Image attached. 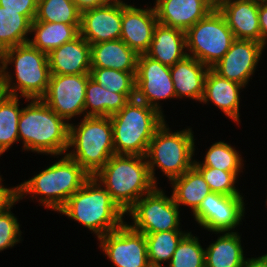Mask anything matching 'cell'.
I'll list each match as a JSON object with an SVG mask.
<instances>
[{"mask_svg": "<svg viewBox=\"0 0 267 267\" xmlns=\"http://www.w3.org/2000/svg\"><path fill=\"white\" fill-rule=\"evenodd\" d=\"M15 66L16 83H13L8 64ZM0 75L8 95L21 96L30 102L41 99L48 88L50 67L47 53L33 47L29 42L4 50L0 54ZM19 91V92H18Z\"/></svg>", "mask_w": 267, "mask_h": 267, "instance_id": "6da1fadb", "label": "cell"}, {"mask_svg": "<svg viewBox=\"0 0 267 267\" xmlns=\"http://www.w3.org/2000/svg\"><path fill=\"white\" fill-rule=\"evenodd\" d=\"M93 177L125 213L157 186L146 157L138 155L114 154Z\"/></svg>", "mask_w": 267, "mask_h": 267, "instance_id": "7a4b0ae2", "label": "cell"}, {"mask_svg": "<svg viewBox=\"0 0 267 267\" xmlns=\"http://www.w3.org/2000/svg\"><path fill=\"white\" fill-rule=\"evenodd\" d=\"M58 212L91 230L98 239L125 223L126 214L94 177H90Z\"/></svg>", "mask_w": 267, "mask_h": 267, "instance_id": "3957f363", "label": "cell"}, {"mask_svg": "<svg viewBox=\"0 0 267 267\" xmlns=\"http://www.w3.org/2000/svg\"><path fill=\"white\" fill-rule=\"evenodd\" d=\"M18 133L23 150L53 156L68 152L69 124L42 99H31L22 108Z\"/></svg>", "mask_w": 267, "mask_h": 267, "instance_id": "277c9868", "label": "cell"}, {"mask_svg": "<svg viewBox=\"0 0 267 267\" xmlns=\"http://www.w3.org/2000/svg\"><path fill=\"white\" fill-rule=\"evenodd\" d=\"M90 177L75 160L65 154L58 162L17 185V199L20 201L27 194L34 199L40 195V204L58 212Z\"/></svg>", "mask_w": 267, "mask_h": 267, "instance_id": "5b68a950", "label": "cell"}, {"mask_svg": "<svg viewBox=\"0 0 267 267\" xmlns=\"http://www.w3.org/2000/svg\"><path fill=\"white\" fill-rule=\"evenodd\" d=\"M115 154L145 156L156 130L166 122L163 113L136 98L110 116Z\"/></svg>", "mask_w": 267, "mask_h": 267, "instance_id": "8992f818", "label": "cell"}, {"mask_svg": "<svg viewBox=\"0 0 267 267\" xmlns=\"http://www.w3.org/2000/svg\"><path fill=\"white\" fill-rule=\"evenodd\" d=\"M68 151L66 155L93 177L115 154L110 117L83 116L78 125L69 123Z\"/></svg>", "mask_w": 267, "mask_h": 267, "instance_id": "52a82bcc", "label": "cell"}, {"mask_svg": "<svg viewBox=\"0 0 267 267\" xmlns=\"http://www.w3.org/2000/svg\"><path fill=\"white\" fill-rule=\"evenodd\" d=\"M164 122L153 135L145 155L153 182L157 185L155 167L171 181L193 166L195 143L191 128L170 132ZM150 158V159H149Z\"/></svg>", "mask_w": 267, "mask_h": 267, "instance_id": "ba28073f", "label": "cell"}, {"mask_svg": "<svg viewBox=\"0 0 267 267\" xmlns=\"http://www.w3.org/2000/svg\"><path fill=\"white\" fill-rule=\"evenodd\" d=\"M185 35L187 55L209 68L226 54L235 41L224 16L216 8L190 27Z\"/></svg>", "mask_w": 267, "mask_h": 267, "instance_id": "9c48e42d", "label": "cell"}, {"mask_svg": "<svg viewBox=\"0 0 267 267\" xmlns=\"http://www.w3.org/2000/svg\"><path fill=\"white\" fill-rule=\"evenodd\" d=\"M179 206L172 195L168 197L157 186L143 195L127 212L133 225L130 226L143 234L180 230Z\"/></svg>", "mask_w": 267, "mask_h": 267, "instance_id": "30bf717a", "label": "cell"}, {"mask_svg": "<svg viewBox=\"0 0 267 267\" xmlns=\"http://www.w3.org/2000/svg\"><path fill=\"white\" fill-rule=\"evenodd\" d=\"M90 74H51L41 98L58 116L69 120L84 114L85 90Z\"/></svg>", "mask_w": 267, "mask_h": 267, "instance_id": "8fae6325", "label": "cell"}, {"mask_svg": "<svg viewBox=\"0 0 267 267\" xmlns=\"http://www.w3.org/2000/svg\"><path fill=\"white\" fill-rule=\"evenodd\" d=\"M103 250L115 267H150L145 235L127 222L99 238Z\"/></svg>", "mask_w": 267, "mask_h": 267, "instance_id": "7c38bea8", "label": "cell"}, {"mask_svg": "<svg viewBox=\"0 0 267 267\" xmlns=\"http://www.w3.org/2000/svg\"><path fill=\"white\" fill-rule=\"evenodd\" d=\"M135 98L162 113L160 100L176 98L170 67L148 57L138 56Z\"/></svg>", "mask_w": 267, "mask_h": 267, "instance_id": "4fadbf2b", "label": "cell"}, {"mask_svg": "<svg viewBox=\"0 0 267 267\" xmlns=\"http://www.w3.org/2000/svg\"><path fill=\"white\" fill-rule=\"evenodd\" d=\"M242 196H228L211 192L193 213L195 221L210 232H233L245 213Z\"/></svg>", "mask_w": 267, "mask_h": 267, "instance_id": "5bb4252c", "label": "cell"}, {"mask_svg": "<svg viewBox=\"0 0 267 267\" xmlns=\"http://www.w3.org/2000/svg\"><path fill=\"white\" fill-rule=\"evenodd\" d=\"M264 48L256 41L235 39L230 49L211 69L219 76L246 87Z\"/></svg>", "mask_w": 267, "mask_h": 267, "instance_id": "9a60e30c", "label": "cell"}, {"mask_svg": "<svg viewBox=\"0 0 267 267\" xmlns=\"http://www.w3.org/2000/svg\"><path fill=\"white\" fill-rule=\"evenodd\" d=\"M122 1L114 0L106 5L81 12L79 34L90 44L120 39Z\"/></svg>", "mask_w": 267, "mask_h": 267, "instance_id": "2e32d148", "label": "cell"}, {"mask_svg": "<svg viewBox=\"0 0 267 267\" xmlns=\"http://www.w3.org/2000/svg\"><path fill=\"white\" fill-rule=\"evenodd\" d=\"M158 24L155 9L137 8L122 1L121 37L126 45L138 55L145 54Z\"/></svg>", "mask_w": 267, "mask_h": 267, "instance_id": "e0dca14e", "label": "cell"}, {"mask_svg": "<svg viewBox=\"0 0 267 267\" xmlns=\"http://www.w3.org/2000/svg\"><path fill=\"white\" fill-rule=\"evenodd\" d=\"M158 23L186 32L215 8L208 0H156Z\"/></svg>", "mask_w": 267, "mask_h": 267, "instance_id": "ac0fdd59", "label": "cell"}, {"mask_svg": "<svg viewBox=\"0 0 267 267\" xmlns=\"http://www.w3.org/2000/svg\"><path fill=\"white\" fill-rule=\"evenodd\" d=\"M235 39L261 43L259 3L254 0H229L218 8Z\"/></svg>", "mask_w": 267, "mask_h": 267, "instance_id": "d6986e66", "label": "cell"}, {"mask_svg": "<svg viewBox=\"0 0 267 267\" xmlns=\"http://www.w3.org/2000/svg\"><path fill=\"white\" fill-rule=\"evenodd\" d=\"M91 45L79 34L47 54L50 74H90Z\"/></svg>", "mask_w": 267, "mask_h": 267, "instance_id": "ffe728a7", "label": "cell"}, {"mask_svg": "<svg viewBox=\"0 0 267 267\" xmlns=\"http://www.w3.org/2000/svg\"><path fill=\"white\" fill-rule=\"evenodd\" d=\"M209 69L208 66L188 55L171 66L170 74L176 98L184 96L201 102Z\"/></svg>", "mask_w": 267, "mask_h": 267, "instance_id": "44dd1931", "label": "cell"}, {"mask_svg": "<svg viewBox=\"0 0 267 267\" xmlns=\"http://www.w3.org/2000/svg\"><path fill=\"white\" fill-rule=\"evenodd\" d=\"M243 87V85L219 76L210 68L205 79L201 102L214 103L227 117L239 124V92Z\"/></svg>", "mask_w": 267, "mask_h": 267, "instance_id": "7402d4cb", "label": "cell"}, {"mask_svg": "<svg viewBox=\"0 0 267 267\" xmlns=\"http://www.w3.org/2000/svg\"><path fill=\"white\" fill-rule=\"evenodd\" d=\"M185 32L158 23L150 47L145 53L163 65L173 66L187 56Z\"/></svg>", "mask_w": 267, "mask_h": 267, "instance_id": "603a6c76", "label": "cell"}, {"mask_svg": "<svg viewBox=\"0 0 267 267\" xmlns=\"http://www.w3.org/2000/svg\"><path fill=\"white\" fill-rule=\"evenodd\" d=\"M138 56L121 39L91 45V67L136 72Z\"/></svg>", "mask_w": 267, "mask_h": 267, "instance_id": "cb8c5ba5", "label": "cell"}, {"mask_svg": "<svg viewBox=\"0 0 267 267\" xmlns=\"http://www.w3.org/2000/svg\"><path fill=\"white\" fill-rule=\"evenodd\" d=\"M222 235L205 249V267H242L245 261L238 232Z\"/></svg>", "mask_w": 267, "mask_h": 267, "instance_id": "d4e9b609", "label": "cell"}, {"mask_svg": "<svg viewBox=\"0 0 267 267\" xmlns=\"http://www.w3.org/2000/svg\"><path fill=\"white\" fill-rule=\"evenodd\" d=\"M170 182L174 202L178 206L190 207L193 213L198 209L202 200L212 192L208 183L194 166Z\"/></svg>", "mask_w": 267, "mask_h": 267, "instance_id": "484cf974", "label": "cell"}, {"mask_svg": "<svg viewBox=\"0 0 267 267\" xmlns=\"http://www.w3.org/2000/svg\"><path fill=\"white\" fill-rule=\"evenodd\" d=\"M129 101L125 94L108 91L89 77L85 90L84 116L110 117Z\"/></svg>", "mask_w": 267, "mask_h": 267, "instance_id": "4316f807", "label": "cell"}, {"mask_svg": "<svg viewBox=\"0 0 267 267\" xmlns=\"http://www.w3.org/2000/svg\"><path fill=\"white\" fill-rule=\"evenodd\" d=\"M80 25H70L65 23L39 22L31 23V33L33 39L29 43L42 52L49 53L66 42L72 41L79 35Z\"/></svg>", "mask_w": 267, "mask_h": 267, "instance_id": "83f0119b", "label": "cell"}, {"mask_svg": "<svg viewBox=\"0 0 267 267\" xmlns=\"http://www.w3.org/2000/svg\"><path fill=\"white\" fill-rule=\"evenodd\" d=\"M31 21L19 11L0 6V54L11 47L29 42Z\"/></svg>", "mask_w": 267, "mask_h": 267, "instance_id": "f1b7e54d", "label": "cell"}, {"mask_svg": "<svg viewBox=\"0 0 267 267\" xmlns=\"http://www.w3.org/2000/svg\"><path fill=\"white\" fill-rule=\"evenodd\" d=\"M187 233L182 230H170L144 234L150 266L162 267V262L170 263L177 245Z\"/></svg>", "mask_w": 267, "mask_h": 267, "instance_id": "f546056e", "label": "cell"}, {"mask_svg": "<svg viewBox=\"0 0 267 267\" xmlns=\"http://www.w3.org/2000/svg\"><path fill=\"white\" fill-rule=\"evenodd\" d=\"M21 111L18 96L6 94L0 101V156L19 141L18 123Z\"/></svg>", "mask_w": 267, "mask_h": 267, "instance_id": "4dcf8cb0", "label": "cell"}, {"mask_svg": "<svg viewBox=\"0 0 267 267\" xmlns=\"http://www.w3.org/2000/svg\"><path fill=\"white\" fill-rule=\"evenodd\" d=\"M81 11L73 0H38L35 21L80 25Z\"/></svg>", "mask_w": 267, "mask_h": 267, "instance_id": "1f68e13d", "label": "cell"}, {"mask_svg": "<svg viewBox=\"0 0 267 267\" xmlns=\"http://www.w3.org/2000/svg\"><path fill=\"white\" fill-rule=\"evenodd\" d=\"M136 72H124L111 68L91 67L90 77L108 91L135 98Z\"/></svg>", "mask_w": 267, "mask_h": 267, "instance_id": "d6a6232c", "label": "cell"}, {"mask_svg": "<svg viewBox=\"0 0 267 267\" xmlns=\"http://www.w3.org/2000/svg\"><path fill=\"white\" fill-rule=\"evenodd\" d=\"M243 160L239 151L222 141L215 142L206 152L204 161L194 160L193 165L217 168L222 171L233 172L237 177L242 172Z\"/></svg>", "mask_w": 267, "mask_h": 267, "instance_id": "836d02e7", "label": "cell"}, {"mask_svg": "<svg viewBox=\"0 0 267 267\" xmlns=\"http://www.w3.org/2000/svg\"><path fill=\"white\" fill-rule=\"evenodd\" d=\"M168 267H205V249L188 232L179 242Z\"/></svg>", "mask_w": 267, "mask_h": 267, "instance_id": "e575fe53", "label": "cell"}, {"mask_svg": "<svg viewBox=\"0 0 267 267\" xmlns=\"http://www.w3.org/2000/svg\"><path fill=\"white\" fill-rule=\"evenodd\" d=\"M193 166L201 173L212 192L228 196H242L238 188L235 187L237 176L233 172L203 165Z\"/></svg>", "mask_w": 267, "mask_h": 267, "instance_id": "d590c367", "label": "cell"}, {"mask_svg": "<svg viewBox=\"0 0 267 267\" xmlns=\"http://www.w3.org/2000/svg\"><path fill=\"white\" fill-rule=\"evenodd\" d=\"M19 200L16 198L8 207L0 212V251L13 247L21 241L20 224L11 208Z\"/></svg>", "mask_w": 267, "mask_h": 267, "instance_id": "8d00e7d4", "label": "cell"}, {"mask_svg": "<svg viewBox=\"0 0 267 267\" xmlns=\"http://www.w3.org/2000/svg\"><path fill=\"white\" fill-rule=\"evenodd\" d=\"M38 0H0V6L5 10L19 11V14L26 16L31 22L34 21L37 12Z\"/></svg>", "mask_w": 267, "mask_h": 267, "instance_id": "74e56055", "label": "cell"}, {"mask_svg": "<svg viewBox=\"0 0 267 267\" xmlns=\"http://www.w3.org/2000/svg\"><path fill=\"white\" fill-rule=\"evenodd\" d=\"M2 181L3 180L0 176V212L17 198L16 187L5 188L4 185H2L3 183H1Z\"/></svg>", "mask_w": 267, "mask_h": 267, "instance_id": "f35d334b", "label": "cell"}, {"mask_svg": "<svg viewBox=\"0 0 267 267\" xmlns=\"http://www.w3.org/2000/svg\"><path fill=\"white\" fill-rule=\"evenodd\" d=\"M258 15L261 44L265 47L267 43V3H259Z\"/></svg>", "mask_w": 267, "mask_h": 267, "instance_id": "ab89813d", "label": "cell"}, {"mask_svg": "<svg viewBox=\"0 0 267 267\" xmlns=\"http://www.w3.org/2000/svg\"><path fill=\"white\" fill-rule=\"evenodd\" d=\"M78 7V9L82 12L86 9L100 7L106 5L108 3L113 2L114 0H73Z\"/></svg>", "mask_w": 267, "mask_h": 267, "instance_id": "60d3db41", "label": "cell"}, {"mask_svg": "<svg viewBox=\"0 0 267 267\" xmlns=\"http://www.w3.org/2000/svg\"><path fill=\"white\" fill-rule=\"evenodd\" d=\"M242 267H267V254L257 258H247Z\"/></svg>", "mask_w": 267, "mask_h": 267, "instance_id": "b9f144b4", "label": "cell"}, {"mask_svg": "<svg viewBox=\"0 0 267 267\" xmlns=\"http://www.w3.org/2000/svg\"><path fill=\"white\" fill-rule=\"evenodd\" d=\"M6 94L5 84L3 82L2 76L0 75V101L5 97Z\"/></svg>", "mask_w": 267, "mask_h": 267, "instance_id": "7bdbcfd3", "label": "cell"}, {"mask_svg": "<svg viewBox=\"0 0 267 267\" xmlns=\"http://www.w3.org/2000/svg\"><path fill=\"white\" fill-rule=\"evenodd\" d=\"M226 1H229V0H208V2L216 9Z\"/></svg>", "mask_w": 267, "mask_h": 267, "instance_id": "ee69618b", "label": "cell"}, {"mask_svg": "<svg viewBox=\"0 0 267 267\" xmlns=\"http://www.w3.org/2000/svg\"><path fill=\"white\" fill-rule=\"evenodd\" d=\"M257 1L258 3H267V0H254Z\"/></svg>", "mask_w": 267, "mask_h": 267, "instance_id": "f6af8a7d", "label": "cell"}]
</instances>
